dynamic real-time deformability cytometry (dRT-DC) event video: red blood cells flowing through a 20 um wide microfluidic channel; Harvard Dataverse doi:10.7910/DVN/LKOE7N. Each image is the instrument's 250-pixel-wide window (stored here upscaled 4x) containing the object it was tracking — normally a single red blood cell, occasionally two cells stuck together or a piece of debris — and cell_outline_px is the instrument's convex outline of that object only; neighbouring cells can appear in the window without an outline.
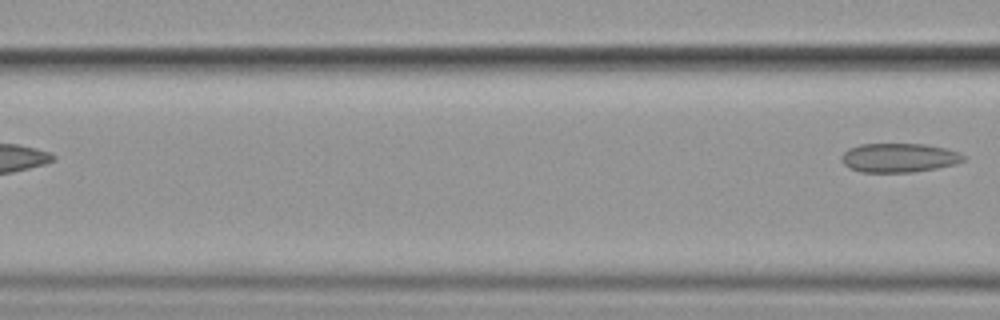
{"species": "common noctule bat (a hibernating species)", "species_latin": "Nyctalus noctula", "temperature_condition": "cold", "stored_images_in_passage": 7, "camera_frame_rate_fps": 3000, "um_per_image_px": 0.085, "animal": {"sex": "female", "body_mass_g": 19.9}, "frame": {"image": 1, "passage_image": 7, "time_ms": 6.667, "image_size_px": [1000, 320], "cell_outline_px": [[964, 160], [956, 164], [936, 168], [912, 172], [860, 172], [848, 168], [840, 160], [840, 156], [848, 148], [860, 144], [924, 144], [944, 148], [960, 152], [964, 156]], "centroid_in_image_um": [76.37, 13.41], "position_along_channel_um": 90.2, "area_um2": 20.75}}